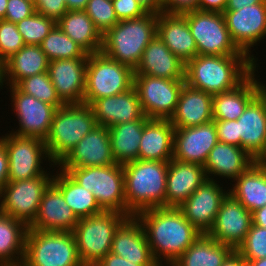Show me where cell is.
<instances>
[{
	"mask_svg": "<svg viewBox=\"0 0 266 266\" xmlns=\"http://www.w3.org/2000/svg\"><path fill=\"white\" fill-rule=\"evenodd\" d=\"M199 0H162V13L184 14L198 10Z\"/></svg>",
	"mask_w": 266,
	"mask_h": 266,
	"instance_id": "49",
	"label": "cell"
},
{
	"mask_svg": "<svg viewBox=\"0 0 266 266\" xmlns=\"http://www.w3.org/2000/svg\"><path fill=\"white\" fill-rule=\"evenodd\" d=\"M227 4L228 0H199L198 10L204 12L223 13Z\"/></svg>",
	"mask_w": 266,
	"mask_h": 266,
	"instance_id": "51",
	"label": "cell"
},
{
	"mask_svg": "<svg viewBox=\"0 0 266 266\" xmlns=\"http://www.w3.org/2000/svg\"><path fill=\"white\" fill-rule=\"evenodd\" d=\"M147 13H162V0H136Z\"/></svg>",
	"mask_w": 266,
	"mask_h": 266,
	"instance_id": "53",
	"label": "cell"
},
{
	"mask_svg": "<svg viewBox=\"0 0 266 266\" xmlns=\"http://www.w3.org/2000/svg\"><path fill=\"white\" fill-rule=\"evenodd\" d=\"M205 180L204 166L172 158L167 168L165 207H179Z\"/></svg>",
	"mask_w": 266,
	"mask_h": 266,
	"instance_id": "26",
	"label": "cell"
},
{
	"mask_svg": "<svg viewBox=\"0 0 266 266\" xmlns=\"http://www.w3.org/2000/svg\"><path fill=\"white\" fill-rule=\"evenodd\" d=\"M254 70L247 55H197L185 64V83L213 96L236 88Z\"/></svg>",
	"mask_w": 266,
	"mask_h": 266,
	"instance_id": "2",
	"label": "cell"
},
{
	"mask_svg": "<svg viewBox=\"0 0 266 266\" xmlns=\"http://www.w3.org/2000/svg\"><path fill=\"white\" fill-rule=\"evenodd\" d=\"M28 228L24 222L0 212V266H21Z\"/></svg>",
	"mask_w": 266,
	"mask_h": 266,
	"instance_id": "36",
	"label": "cell"
},
{
	"mask_svg": "<svg viewBox=\"0 0 266 266\" xmlns=\"http://www.w3.org/2000/svg\"><path fill=\"white\" fill-rule=\"evenodd\" d=\"M75 182L92 192L103 211L126 214L123 165L59 168Z\"/></svg>",
	"mask_w": 266,
	"mask_h": 266,
	"instance_id": "6",
	"label": "cell"
},
{
	"mask_svg": "<svg viewBox=\"0 0 266 266\" xmlns=\"http://www.w3.org/2000/svg\"><path fill=\"white\" fill-rule=\"evenodd\" d=\"M57 25L88 55L102 50L103 35L95 27L85 10L67 11L57 21Z\"/></svg>",
	"mask_w": 266,
	"mask_h": 266,
	"instance_id": "34",
	"label": "cell"
},
{
	"mask_svg": "<svg viewBox=\"0 0 266 266\" xmlns=\"http://www.w3.org/2000/svg\"><path fill=\"white\" fill-rule=\"evenodd\" d=\"M156 35L185 64L198 55L187 19L181 14L159 13Z\"/></svg>",
	"mask_w": 266,
	"mask_h": 266,
	"instance_id": "27",
	"label": "cell"
},
{
	"mask_svg": "<svg viewBox=\"0 0 266 266\" xmlns=\"http://www.w3.org/2000/svg\"><path fill=\"white\" fill-rule=\"evenodd\" d=\"M119 21L135 19L147 14L136 0H112Z\"/></svg>",
	"mask_w": 266,
	"mask_h": 266,
	"instance_id": "46",
	"label": "cell"
},
{
	"mask_svg": "<svg viewBox=\"0 0 266 266\" xmlns=\"http://www.w3.org/2000/svg\"><path fill=\"white\" fill-rule=\"evenodd\" d=\"M255 70L236 88L213 95V120H237L247 105L264 89Z\"/></svg>",
	"mask_w": 266,
	"mask_h": 266,
	"instance_id": "30",
	"label": "cell"
},
{
	"mask_svg": "<svg viewBox=\"0 0 266 266\" xmlns=\"http://www.w3.org/2000/svg\"><path fill=\"white\" fill-rule=\"evenodd\" d=\"M88 58L49 61L48 74L60 100L66 104H83Z\"/></svg>",
	"mask_w": 266,
	"mask_h": 266,
	"instance_id": "21",
	"label": "cell"
},
{
	"mask_svg": "<svg viewBox=\"0 0 266 266\" xmlns=\"http://www.w3.org/2000/svg\"><path fill=\"white\" fill-rule=\"evenodd\" d=\"M237 120L240 147L258 162L266 163V86Z\"/></svg>",
	"mask_w": 266,
	"mask_h": 266,
	"instance_id": "18",
	"label": "cell"
},
{
	"mask_svg": "<svg viewBox=\"0 0 266 266\" xmlns=\"http://www.w3.org/2000/svg\"><path fill=\"white\" fill-rule=\"evenodd\" d=\"M97 125L111 127L134 120H148L135 88L95 100L91 105Z\"/></svg>",
	"mask_w": 266,
	"mask_h": 266,
	"instance_id": "23",
	"label": "cell"
},
{
	"mask_svg": "<svg viewBox=\"0 0 266 266\" xmlns=\"http://www.w3.org/2000/svg\"><path fill=\"white\" fill-rule=\"evenodd\" d=\"M185 80L134 75V88L148 119H170Z\"/></svg>",
	"mask_w": 266,
	"mask_h": 266,
	"instance_id": "12",
	"label": "cell"
},
{
	"mask_svg": "<svg viewBox=\"0 0 266 266\" xmlns=\"http://www.w3.org/2000/svg\"><path fill=\"white\" fill-rule=\"evenodd\" d=\"M252 224V213L230 193L222 201L214 225L207 233L235 251L244 242Z\"/></svg>",
	"mask_w": 266,
	"mask_h": 266,
	"instance_id": "17",
	"label": "cell"
},
{
	"mask_svg": "<svg viewBox=\"0 0 266 266\" xmlns=\"http://www.w3.org/2000/svg\"><path fill=\"white\" fill-rule=\"evenodd\" d=\"M95 266H141L138 261H130L112 252L104 256Z\"/></svg>",
	"mask_w": 266,
	"mask_h": 266,
	"instance_id": "50",
	"label": "cell"
},
{
	"mask_svg": "<svg viewBox=\"0 0 266 266\" xmlns=\"http://www.w3.org/2000/svg\"><path fill=\"white\" fill-rule=\"evenodd\" d=\"M234 181L229 193L248 211L266 206V163L256 161Z\"/></svg>",
	"mask_w": 266,
	"mask_h": 266,
	"instance_id": "33",
	"label": "cell"
},
{
	"mask_svg": "<svg viewBox=\"0 0 266 266\" xmlns=\"http://www.w3.org/2000/svg\"><path fill=\"white\" fill-rule=\"evenodd\" d=\"M127 218L126 214L116 211L79 218L73 234L84 266H95L111 252L114 233Z\"/></svg>",
	"mask_w": 266,
	"mask_h": 266,
	"instance_id": "8",
	"label": "cell"
},
{
	"mask_svg": "<svg viewBox=\"0 0 266 266\" xmlns=\"http://www.w3.org/2000/svg\"><path fill=\"white\" fill-rule=\"evenodd\" d=\"M111 252L141 266H160L153 258L151 249L138 219L128 217L115 231Z\"/></svg>",
	"mask_w": 266,
	"mask_h": 266,
	"instance_id": "24",
	"label": "cell"
},
{
	"mask_svg": "<svg viewBox=\"0 0 266 266\" xmlns=\"http://www.w3.org/2000/svg\"><path fill=\"white\" fill-rule=\"evenodd\" d=\"M221 266H248V263L234 251Z\"/></svg>",
	"mask_w": 266,
	"mask_h": 266,
	"instance_id": "56",
	"label": "cell"
},
{
	"mask_svg": "<svg viewBox=\"0 0 266 266\" xmlns=\"http://www.w3.org/2000/svg\"><path fill=\"white\" fill-rule=\"evenodd\" d=\"M21 266H84L73 232L28 228Z\"/></svg>",
	"mask_w": 266,
	"mask_h": 266,
	"instance_id": "7",
	"label": "cell"
},
{
	"mask_svg": "<svg viewBox=\"0 0 266 266\" xmlns=\"http://www.w3.org/2000/svg\"><path fill=\"white\" fill-rule=\"evenodd\" d=\"M50 175L52 183L61 191L62 196L78 218L94 216L103 212L92 192L75 182L65 171Z\"/></svg>",
	"mask_w": 266,
	"mask_h": 266,
	"instance_id": "38",
	"label": "cell"
},
{
	"mask_svg": "<svg viewBox=\"0 0 266 266\" xmlns=\"http://www.w3.org/2000/svg\"><path fill=\"white\" fill-rule=\"evenodd\" d=\"M2 138L8 154V181L15 182L47 174L42 169V159L45 156L49 162L51 160L43 140L12 133Z\"/></svg>",
	"mask_w": 266,
	"mask_h": 266,
	"instance_id": "13",
	"label": "cell"
},
{
	"mask_svg": "<svg viewBox=\"0 0 266 266\" xmlns=\"http://www.w3.org/2000/svg\"><path fill=\"white\" fill-rule=\"evenodd\" d=\"M85 12L102 35L119 22L112 0H89Z\"/></svg>",
	"mask_w": 266,
	"mask_h": 266,
	"instance_id": "42",
	"label": "cell"
},
{
	"mask_svg": "<svg viewBox=\"0 0 266 266\" xmlns=\"http://www.w3.org/2000/svg\"><path fill=\"white\" fill-rule=\"evenodd\" d=\"M96 126V119L90 105L66 104L59 107L44 141L51 162L58 165Z\"/></svg>",
	"mask_w": 266,
	"mask_h": 266,
	"instance_id": "5",
	"label": "cell"
},
{
	"mask_svg": "<svg viewBox=\"0 0 266 266\" xmlns=\"http://www.w3.org/2000/svg\"><path fill=\"white\" fill-rule=\"evenodd\" d=\"M15 86L21 92L53 105L57 109L65 105L58 97L48 72L26 77L20 80Z\"/></svg>",
	"mask_w": 266,
	"mask_h": 266,
	"instance_id": "40",
	"label": "cell"
},
{
	"mask_svg": "<svg viewBox=\"0 0 266 266\" xmlns=\"http://www.w3.org/2000/svg\"><path fill=\"white\" fill-rule=\"evenodd\" d=\"M49 60L40 45H24L1 65V85L15 86L20 80L48 72Z\"/></svg>",
	"mask_w": 266,
	"mask_h": 266,
	"instance_id": "32",
	"label": "cell"
},
{
	"mask_svg": "<svg viewBox=\"0 0 266 266\" xmlns=\"http://www.w3.org/2000/svg\"><path fill=\"white\" fill-rule=\"evenodd\" d=\"M30 1L31 3H33L35 5V3L37 2V0H27Z\"/></svg>",
	"mask_w": 266,
	"mask_h": 266,
	"instance_id": "60",
	"label": "cell"
},
{
	"mask_svg": "<svg viewBox=\"0 0 266 266\" xmlns=\"http://www.w3.org/2000/svg\"><path fill=\"white\" fill-rule=\"evenodd\" d=\"M115 164L107 127L97 125L58 164L61 168H81Z\"/></svg>",
	"mask_w": 266,
	"mask_h": 266,
	"instance_id": "20",
	"label": "cell"
},
{
	"mask_svg": "<svg viewBox=\"0 0 266 266\" xmlns=\"http://www.w3.org/2000/svg\"><path fill=\"white\" fill-rule=\"evenodd\" d=\"M89 0H66L67 10H85Z\"/></svg>",
	"mask_w": 266,
	"mask_h": 266,
	"instance_id": "57",
	"label": "cell"
},
{
	"mask_svg": "<svg viewBox=\"0 0 266 266\" xmlns=\"http://www.w3.org/2000/svg\"><path fill=\"white\" fill-rule=\"evenodd\" d=\"M8 0H0V20L4 19L6 14Z\"/></svg>",
	"mask_w": 266,
	"mask_h": 266,
	"instance_id": "58",
	"label": "cell"
},
{
	"mask_svg": "<svg viewBox=\"0 0 266 266\" xmlns=\"http://www.w3.org/2000/svg\"><path fill=\"white\" fill-rule=\"evenodd\" d=\"M56 24L57 22L54 19L35 12L17 22L16 26L25 45H40Z\"/></svg>",
	"mask_w": 266,
	"mask_h": 266,
	"instance_id": "41",
	"label": "cell"
},
{
	"mask_svg": "<svg viewBox=\"0 0 266 266\" xmlns=\"http://www.w3.org/2000/svg\"><path fill=\"white\" fill-rule=\"evenodd\" d=\"M157 34V14L119 21L103 35L102 52L135 69L146 46Z\"/></svg>",
	"mask_w": 266,
	"mask_h": 266,
	"instance_id": "4",
	"label": "cell"
},
{
	"mask_svg": "<svg viewBox=\"0 0 266 266\" xmlns=\"http://www.w3.org/2000/svg\"><path fill=\"white\" fill-rule=\"evenodd\" d=\"M0 87H2V85H1V65H0Z\"/></svg>",
	"mask_w": 266,
	"mask_h": 266,
	"instance_id": "61",
	"label": "cell"
},
{
	"mask_svg": "<svg viewBox=\"0 0 266 266\" xmlns=\"http://www.w3.org/2000/svg\"><path fill=\"white\" fill-rule=\"evenodd\" d=\"M134 69L119 63L102 51L89 54L83 104L128 91L134 86Z\"/></svg>",
	"mask_w": 266,
	"mask_h": 266,
	"instance_id": "9",
	"label": "cell"
},
{
	"mask_svg": "<svg viewBox=\"0 0 266 266\" xmlns=\"http://www.w3.org/2000/svg\"><path fill=\"white\" fill-rule=\"evenodd\" d=\"M236 252L246 261L266 257V228L251 224L244 242Z\"/></svg>",
	"mask_w": 266,
	"mask_h": 266,
	"instance_id": "43",
	"label": "cell"
},
{
	"mask_svg": "<svg viewBox=\"0 0 266 266\" xmlns=\"http://www.w3.org/2000/svg\"><path fill=\"white\" fill-rule=\"evenodd\" d=\"M35 11L57 22L68 10L66 0H37Z\"/></svg>",
	"mask_w": 266,
	"mask_h": 266,
	"instance_id": "48",
	"label": "cell"
},
{
	"mask_svg": "<svg viewBox=\"0 0 266 266\" xmlns=\"http://www.w3.org/2000/svg\"><path fill=\"white\" fill-rule=\"evenodd\" d=\"M182 15L187 19L198 55H246L233 43L223 13L193 10Z\"/></svg>",
	"mask_w": 266,
	"mask_h": 266,
	"instance_id": "10",
	"label": "cell"
},
{
	"mask_svg": "<svg viewBox=\"0 0 266 266\" xmlns=\"http://www.w3.org/2000/svg\"><path fill=\"white\" fill-rule=\"evenodd\" d=\"M218 142L233 144L240 147L238 136V120H214Z\"/></svg>",
	"mask_w": 266,
	"mask_h": 266,
	"instance_id": "47",
	"label": "cell"
},
{
	"mask_svg": "<svg viewBox=\"0 0 266 266\" xmlns=\"http://www.w3.org/2000/svg\"><path fill=\"white\" fill-rule=\"evenodd\" d=\"M264 0H228L225 11H235L253 4L262 3Z\"/></svg>",
	"mask_w": 266,
	"mask_h": 266,
	"instance_id": "54",
	"label": "cell"
},
{
	"mask_svg": "<svg viewBox=\"0 0 266 266\" xmlns=\"http://www.w3.org/2000/svg\"><path fill=\"white\" fill-rule=\"evenodd\" d=\"M13 108L19 120V129L12 134L39 138L43 141L49 134L57 108L10 86Z\"/></svg>",
	"mask_w": 266,
	"mask_h": 266,
	"instance_id": "15",
	"label": "cell"
},
{
	"mask_svg": "<svg viewBox=\"0 0 266 266\" xmlns=\"http://www.w3.org/2000/svg\"><path fill=\"white\" fill-rule=\"evenodd\" d=\"M25 42L16 23L0 20V65L17 53Z\"/></svg>",
	"mask_w": 266,
	"mask_h": 266,
	"instance_id": "44",
	"label": "cell"
},
{
	"mask_svg": "<svg viewBox=\"0 0 266 266\" xmlns=\"http://www.w3.org/2000/svg\"><path fill=\"white\" fill-rule=\"evenodd\" d=\"M175 128L169 119H148L143 127L139 160L170 161Z\"/></svg>",
	"mask_w": 266,
	"mask_h": 266,
	"instance_id": "31",
	"label": "cell"
},
{
	"mask_svg": "<svg viewBox=\"0 0 266 266\" xmlns=\"http://www.w3.org/2000/svg\"><path fill=\"white\" fill-rule=\"evenodd\" d=\"M8 182V154L3 143V138L0 137V192Z\"/></svg>",
	"mask_w": 266,
	"mask_h": 266,
	"instance_id": "52",
	"label": "cell"
},
{
	"mask_svg": "<svg viewBox=\"0 0 266 266\" xmlns=\"http://www.w3.org/2000/svg\"><path fill=\"white\" fill-rule=\"evenodd\" d=\"M248 266H266V257L258 260H250Z\"/></svg>",
	"mask_w": 266,
	"mask_h": 266,
	"instance_id": "59",
	"label": "cell"
},
{
	"mask_svg": "<svg viewBox=\"0 0 266 266\" xmlns=\"http://www.w3.org/2000/svg\"><path fill=\"white\" fill-rule=\"evenodd\" d=\"M234 251L202 233L171 266H221Z\"/></svg>",
	"mask_w": 266,
	"mask_h": 266,
	"instance_id": "35",
	"label": "cell"
},
{
	"mask_svg": "<svg viewBox=\"0 0 266 266\" xmlns=\"http://www.w3.org/2000/svg\"><path fill=\"white\" fill-rule=\"evenodd\" d=\"M146 121L134 120L108 128L112 154L116 164L124 165L138 160L141 136Z\"/></svg>",
	"mask_w": 266,
	"mask_h": 266,
	"instance_id": "37",
	"label": "cell"
},
{
	"mask_svg": "<svg viewBox=\"0 0 266 266\" xmlns=\"http://www.w3.org/2000/svg\"><path fill=\"white\" fill-rule=\"evenodd\" d=\"M256 161L239 146L217 142L210 150L208 159L204 164L205 174L207 179L213 174L235 180Z\"/></svg>",
	"mask_w": 266,
	"mask_h": 266,
	"instance_id": "29",
	"label": "cell"
},
{
	"mask_svg": "<svg viewBox=\"0 0 266 266\" xmlns=\"http://www.w3.org/2000/svg\"><path fill=\"white\" fill-rule=\"evenodd\" d=\"M217 142L214 120L198 126L175 128L173 159L204 166Z\"/></svg>",
	"mask_w": 266,
	"mask_h": 266,
	"instance_id": "19",
	"label": "cell"
},
{
	"mask_svg": "<svg viewBox=\"0 0 266 266\" xmlns=\"http://www.w3.org/2000/svg\"><path fill=\"white\" fill-rule=\"evenodd\" d=\"M169 161L134 160L123 165L126 215L165 207Z\"/></svg>",
	"mask_w": 266,
	"mask_h": 266,
	"instance_id": "3",
	"label": "cell"
},
{
	"mask_svg": "<svg viewBox=\"0 0 266 266\" xmlns=\"http://www.w3.org/2000/svg\"><path fill=\"white\" fill-rule=\"evenodd\" d=\"M48 175L8 181L0 192V212L24 222L29 227L36 218L44 191L52 183L53 177Z\"/></svg>",
	"mask_w": 266,
	"mask_h": 266,
	"instance_id": "11",
	"label": "cell"
},
{
	"mask_svg": "<svg viewBox=\"0 0 266 266\" xmlns=\"http://www.w3.org/2000/svg\"><path fill=\"white\" fill-rule=\"evenodd\" d=\"M49 61L88 58V54L56 24L40 44Z\"/></svg>",
	"mask_w": 266,
	"mask_h": 266,
	"instance_id": "39",
	"label": "cell"
},
{
	"mask_svg": "<svg viewBox=\"0 0 266 266\" xmlns=\"http://www.w3.org/2000/svg\"><path fill=\"white\" fill-rule=\"evenodd\" d=\"M223 16L233 43L255 62L256 70V59L250 55V48L266 37V0L239 10L224 11Z\"/></svg>",
	"mask_w": 266,
	"mask_h": 266,
	"instance_id": "14",
	"label": "cell"
},
{
	"mask_svg": "<svg viewBox=\"0 0 266 266\" xmlns=\"http://www.w3.org/2000/svg\"><path fill=\"white\" fill-rule=\"evenodd\" d=\"M135 217L142 224L153 258L160 266L161 260L171 266L202 234L178 207L145 209Z\"/></svg>",
	"mask_w": 266,
	"mask_h": 266,
	"instance_id": "1",
	"label": "cell"
},
{
	"mask_svg": "<svg viewBox=\"0 0 266 266\" xmlns=\"http://www.w3.org/2000/svg\"><path fill=\"white\" fill-rule=\"evenodd\" d=\"M213 96L184 83L174 114V128L198 126L213 120Z\"/></svg>",
	"mask_w": 266,
	"mask_h": 266,
	"instance_id": "28",
	"label": "cell"
},
{
	"mask_svg": "<svg viewBox=\"0 0 266 266\" xmlns=\"http://www.w3.org/2000/svg\"><path fill=\"white\" fill-rule=\"evenodd\" d=\"M79 218L64 200L61 191L51 183L44 191L38 212L30 229L73 232Z\"/></svg>",
	"mask_w": 266,
	"mask_h": 266,
	"instance_id": "22",
	"label": "cell"
},
{
	"mask_svg": "<svg viewBox=\"0 0 266 266\" xmlns=\"http://www.w3.org/2000/svg\"><path fill=\"white\" fill-rule=\"evenodd\" d=\"M215 179L205 180L178 208L201 233L207 234L214 225L222 201L229 193ZM226 192V193H225Z\"/></svg>",
	"mask_w": 266,
	"mask_h": 266,
	"instance_id": "16",
	"label": "cell"
},
{
	"mask_svg": "<svg viewBox=\"0 0 266 266\" xmlns=\"http://www.w3.org/2000/svg\"><path fill=\"white\" fill-rule=\"evenodd\" d=\"M35 12V5L30 1L8 0L4 20L17 23Z\"/></svg>",
	"mask_w": 266,
	"mask_h": 266,
	"instance_id": "45",
	"label": "cell"
},
{
	"mask_svg": "<svg viewBox=\"0 0 266 266\" xmlns=\"http://www.w3.org/2000/svg\"><path fill=\"white\" fill-rule=\"evenodd\" d=\"M252 224L266 228V206L252 212Z\"/></svg>",
	"mask_w": 266,
	"mask_h": 266,
	"instance_id": "55",
	"label": "cell"
},
{
	"mask_svg": "<svg viewBox=\"0 0 266 266\" xmlns=\"http://www.w3.org/2000/svg\"><path fill=\"white\" fill-rule=\"evenodd\" d=\"M134 75L185 80V63L156 35L144 49Z\"/></svg>",
	"mask_w": 266,
	"mask_h": 266,
	"instance_id": "25",
	"label": "cell"
}]
</instances>
